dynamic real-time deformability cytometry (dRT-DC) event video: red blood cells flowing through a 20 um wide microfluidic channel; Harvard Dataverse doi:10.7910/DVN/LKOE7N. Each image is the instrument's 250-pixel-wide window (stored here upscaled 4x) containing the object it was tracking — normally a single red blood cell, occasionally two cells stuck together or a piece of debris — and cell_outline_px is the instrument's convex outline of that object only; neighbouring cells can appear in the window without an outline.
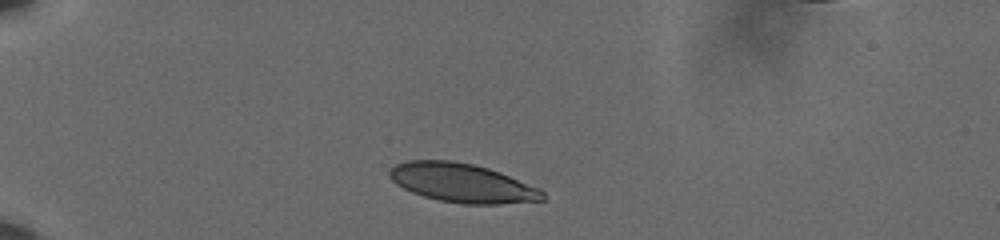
{"species": "human", "species_latin": "Homo sapiens", "temperature_condition": "cold", "stored_images_in_passage": 41, "camera_frame_rate_fps": 3000, "um_per_image_px": 0.085, "donor": {"sex": "male"}, "frame": {"image": 1, "passage_image": 1, "time_ms": 0.0, "image_size_px": [1000, 240], "cell_outline_px": [[544, 200], [500, 204], [464, 204], [440, 200], [424, 196], [412, 192], [396, 184], [388, 176], [388, 172], [396, 164], [408, 160], [452, 160], [472, 164], [488, 168], [500, 172], [540, 188], [544, 192]], "centroid_in_image_um": [39.29, 15.54], "position_along_channel_um": 45.7, "area_um2": 34.68}}
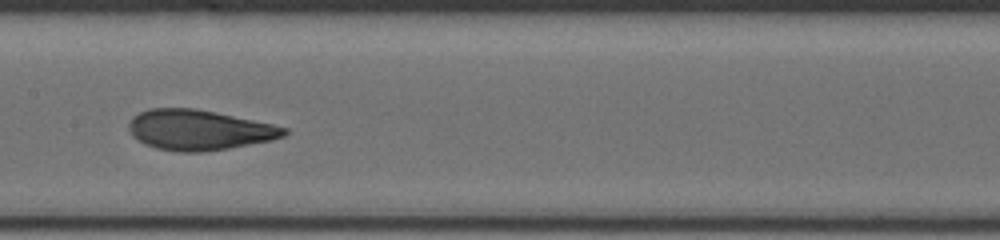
{"frame": {"image": 2, "passage_image": 17, "time_ms": 5.333, "image_size_px": [1000, 240], "cell_outline_px": [[288, 132], [284, 136], [272, 140], [228, 148], [200, 152], [180, 152], [156, 148], [144, 144], [132, 136], [128, 128], [128, 124], [132, 116], [148, 108], [196, 108], [216, 112], [272, 124], [288, 128]], "centroid_in_image_um": [16.88, 11.04], "position_along_channel_um": 190.5, "area_um2": 36.47}}
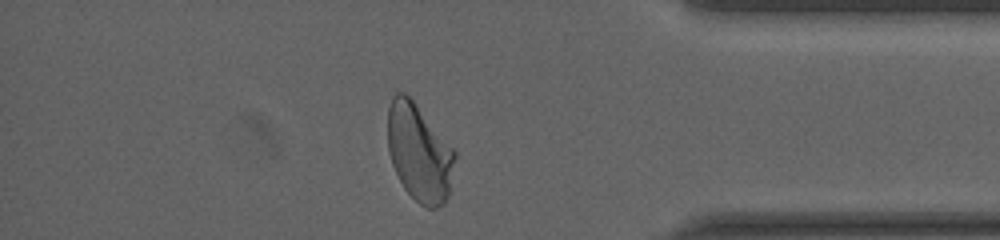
{"frame": {"image": 3, "passage_image": 36, "time_ms": 11.667, "image_size_px": [1000, 240], "cell_outline_px": [[456, 156], [448, 196], [444, 204], [436, 208], [428, 208], [420, 204], [404, 188], [392, 164], [388, 152], [388, 108], [392, 96], [396, 92], [404, 92], [412, 100], [456, 152]], "centroid_in_image_um": [35.62, 12.99], "position_along_channel_um": 399.6, "area_um2": 37.69}, "authors_computed_cell_mechanics": {"area_um2": 35.8938, "velocity_mm_per_s": 3.5893, "shape_relaxation_time_tau1_ms": 4.7923, "shape_relaxation_time_tau2_ms": 0.8223, "deformation_change_tau1": 0.1546, "deformation_change_tau2": 0.0501}}